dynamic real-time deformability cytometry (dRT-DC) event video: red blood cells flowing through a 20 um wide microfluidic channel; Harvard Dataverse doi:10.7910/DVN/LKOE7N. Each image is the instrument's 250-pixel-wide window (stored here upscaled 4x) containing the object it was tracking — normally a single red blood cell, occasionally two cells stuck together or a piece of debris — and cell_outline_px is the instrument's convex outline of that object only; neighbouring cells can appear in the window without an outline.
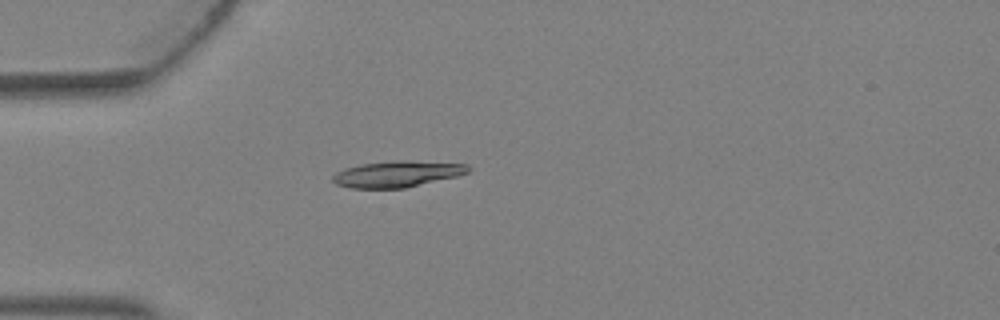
{"species": "Egyptian fruit bat (a non-hibernating species)", "species_latin": "Rousettus aegyptiacus", "temperature_condition": "warm", "stored_images_in_passage": 2, "camera_frame_rate_fps": 3000, "um_per_image_px": 0.085, "animal": {"sex": "female"}, "frame": {"image": 1, "passage_image": 2, "time_ms": 0.333, "image_size_px": [1000, 320], "cell_outline_px": [[468, 172], [456, 176], [404, 188], [352, 188], [336, 184], [332, 180], [332, 176], [336, 172], [344, 168], [360, 164], [400, 160], [468, 164]], "centroid_in_image_um": [33.7, 14.79], "position_along_channel_um": 51.3, "area_um2": 20.4}}